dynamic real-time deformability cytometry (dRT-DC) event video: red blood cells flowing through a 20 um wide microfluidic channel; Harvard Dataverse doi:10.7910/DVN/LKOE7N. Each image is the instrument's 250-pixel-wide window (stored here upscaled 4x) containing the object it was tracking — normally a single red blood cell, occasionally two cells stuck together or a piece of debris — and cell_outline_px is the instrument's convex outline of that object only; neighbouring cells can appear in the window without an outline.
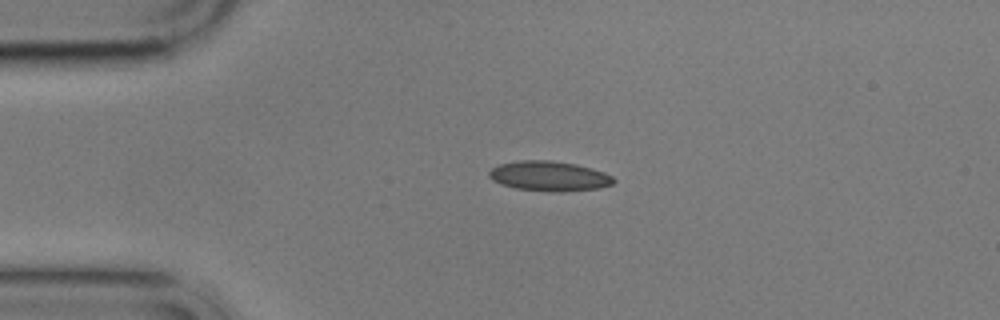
{"species": "common noctule bat (a hibernating species)", "species_latin": "Nyctalus noctula", "temperature_condition": "cold", "stored_images_in_passage": 3, "camera_frame_rate_fps": 3000, "um_per_image_px": 0.085, "animal": {"sex": "male", "body_mass_g": 17.9}, "frame": {"image": 1, "passage_image": 1, "time_ms": 0.0, "image_size_px": [1000, 320], "cell_outline_px": [[616, 180], [612, 184], [600, 188], [564, 192], [548, 192], [516, 188], [500, 184], [492, 180], [488, 176], [488, 172], [492, 168], [500, 164], [520, 160], [552, 160], [576, 164], [592, 168], [604, 172], [612, 176]], "centroid_in_image_um": [46.69, 14.97], "position_along_channel_um": 38.3, "area_um2": 21.96}}
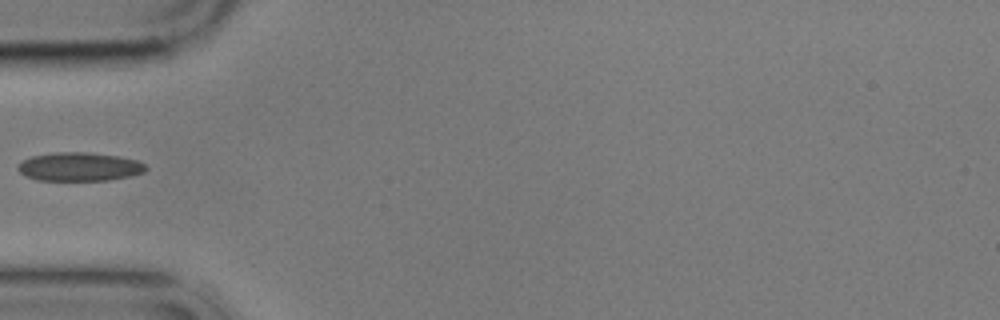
{"frame": {"image": 2, "passage_image": 3, "time_ms": 2.0, "image_size_px": [1000, 320], "cell_outline_px": [[148, 168], [144, 172], [128, 176], [108, 180], [36, 180], [24, 176], [16, 168], [24, 160], [32, 156], [56, 152], [84, 152], [120, 156], [136, 160], [144, 164]], "centroid_in_image_um": [6.74, 14.17], "position_along_channel_um": 78.3, "area_um2": 21.21}}